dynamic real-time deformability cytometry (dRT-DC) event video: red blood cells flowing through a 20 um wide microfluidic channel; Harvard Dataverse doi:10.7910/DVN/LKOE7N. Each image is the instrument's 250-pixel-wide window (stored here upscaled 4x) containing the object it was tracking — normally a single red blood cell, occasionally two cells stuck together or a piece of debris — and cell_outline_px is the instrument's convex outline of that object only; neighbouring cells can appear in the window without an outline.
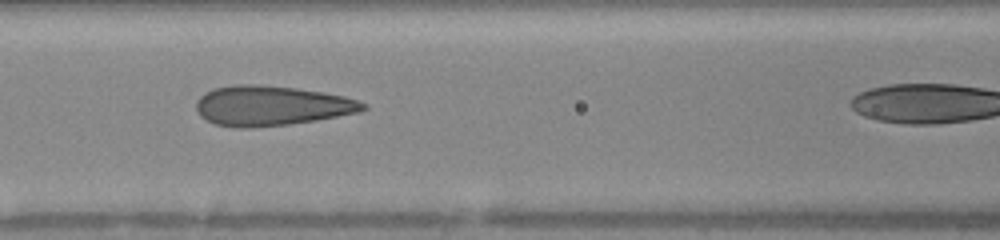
{"species": "human", "species_latin": "Homo sapiens", "temperature_condition": "warm", "stored_images_in_passage": 37, "camera_frame_rate_fps": 3000, "um_per_image_px": 0.085, "donor": {"sex": "female"}, "frame": {"image": 1, "passage_image": 19, "time_ms": 6.0, "image_size_px": [1000, 240], "cell_outline_px": [[368, 108], [360, 112], [316, 120], [288, 124], [252, 128], [240, 128], [216, 124], [200, 116], [196, 108], [196, 100], [204, 92], [212, 88], [232, 84], [256, 84], [296, 88], [324, 92], [344, 96], [368, 104]], "centroid_in_image_um": [23.05, 8.97], "position_along_channel_um": 143.5, "area_um2": 39.02}}
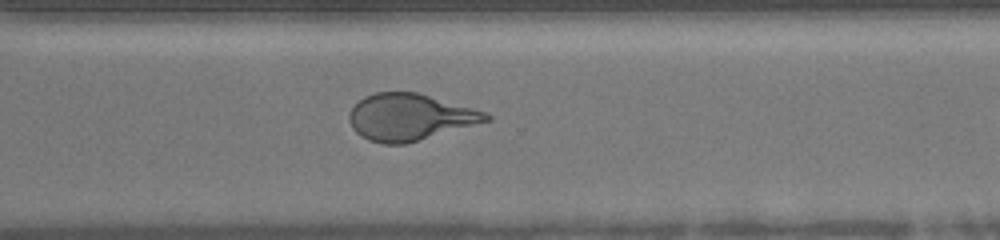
{"frame": {"image": 2, "passage_image": 33, "time_ms": 10.667, "image_size_px": [1000, 240], "cell_outline_px": [[492, 120], [404, 144], [384, 144], [368, 140], [360, 136], [352, 128], [348, 120], [348, 112], [364, 96], [376, 92], [416, 92], [488, 112], [492, 116]], "centroid_in_image_um": [34.83, 9.95], "position_along_channel_um": 335.8, "area_um2": 37.22}}
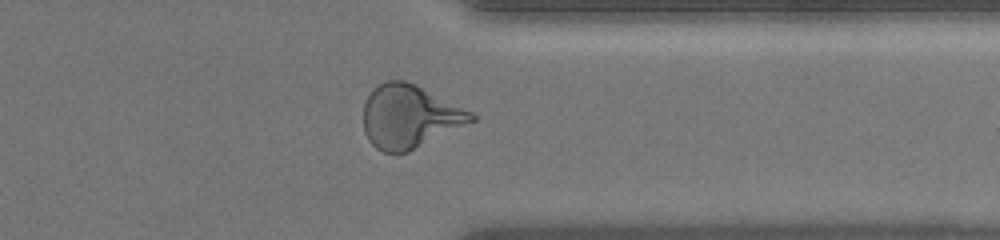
{"frame": {"image": 3, "passage_image": 36, "time_ms": 11.667, "image_size_px": [1000, 240], "cell_outline_px": [[476, 120], [408, 152], [384, 152], [376, 148], [368, 140], [364, 132], [364, 104], [368, 96], [384, 80], [404, 80], [416, 84], [472, 112], [476, 116]], "centroid_in_image_um": [34.81, 9.9], "position_along_channel_um": 376.6, "area_um2": 39.42}}